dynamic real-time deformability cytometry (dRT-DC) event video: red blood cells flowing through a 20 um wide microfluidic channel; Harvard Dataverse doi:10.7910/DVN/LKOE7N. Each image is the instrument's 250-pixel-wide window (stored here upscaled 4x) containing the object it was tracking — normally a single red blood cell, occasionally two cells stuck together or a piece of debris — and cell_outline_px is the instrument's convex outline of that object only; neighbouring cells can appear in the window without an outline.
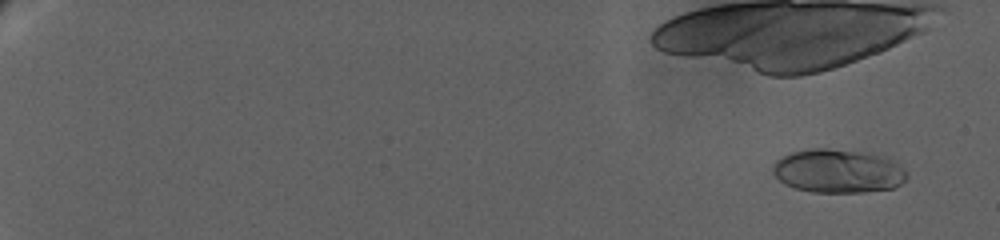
{"species": "human", "species_latin": "Homo sapiens", "temperature_condition": "warm", "stored_images_in_passage": 79, "camera_frame_rate_fps": 3000, "um_per_image_px": 0.085, "donor": {"sex": "female"}, "frame": {"image": 1, "passage_image": 8, "time_ms": 1.667, "image_size_px": [1000, 240], "cell_outline_px": [[908, 180], [892, 188], [864, 192], [812, 192], [796, 188], [784, 184], [772, 172], [772, 164], [780, 156], [792, 152], [816, 148], [828, 148], [860, 152], [888, 156], [896, 160], [908, 172]], "centroid_in_image_um": [71.27, 14.53], "position_along_channel_um": 13.7, "area_um2": 34.56}}
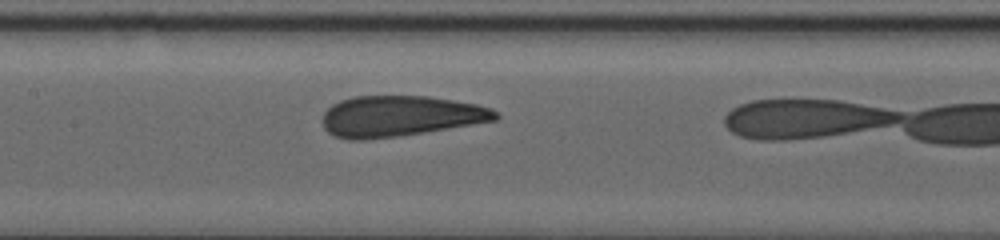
{"frame": {"image": 2, "passage_image": 54, "time_ms": 12.667, "image_size_px": [1000, 240], "cell_outline_px": [[500, 116], [496, 120], [400, 136], [364, 140], [348, 140], [336, 136], [328, 132], [324, 128], [324, 112], [332, 104], [340, 100], [352, 96], [428, 96], [476, 104], [492, 108]], "centroid_in_image_um": [33.99, 9.87], "position_along_channel_um": 173.4, "area_um2": 40.98}}
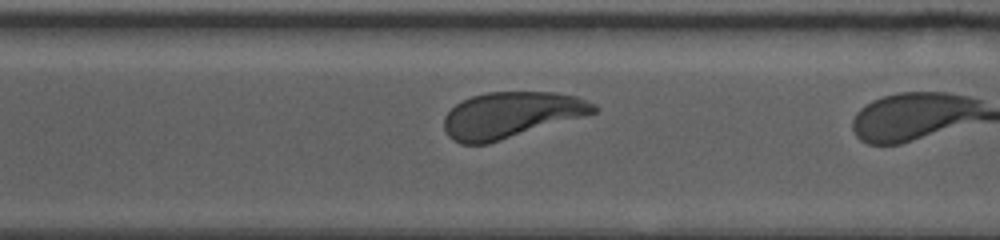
{"frame": {"image": 3, "passage_image": 77, "time_ms": 18.0, "image_size_px": [1000, 240], "cell_outline_px": [[600, 108], [596, 112], [488, 144], [460, 144], [452, 140], [448, 136], [444, 128], [444, 116], [456, 104], [472, 96], [488, 92], [556, 92], [576, 96], [596, 104]], "centroid_in_image_um": [43.42, 9.77], "position_along_channel_um": 327.2, "area_um2": 39.94}}